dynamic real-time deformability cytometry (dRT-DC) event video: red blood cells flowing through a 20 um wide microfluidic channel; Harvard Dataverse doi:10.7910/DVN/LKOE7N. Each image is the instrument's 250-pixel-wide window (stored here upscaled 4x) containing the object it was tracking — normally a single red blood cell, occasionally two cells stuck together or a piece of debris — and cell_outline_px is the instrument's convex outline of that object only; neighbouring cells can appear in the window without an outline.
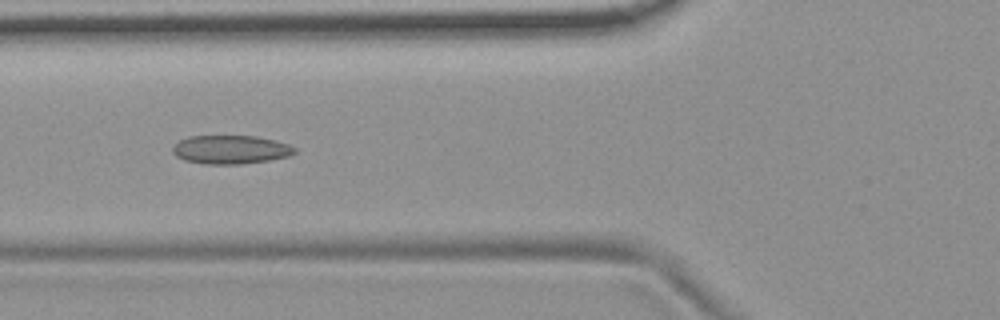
{"species": "common noctule bat (a hibernating species)", "species_latin": "Nyctalus noctula", "temperature_condition": "room temperature", "stored_images_in_passage": 9, "camera_frame_rate_fps": 3000, "um_per_image_px": 0.085, "animal": {"sex": "female", "body_mass_g": 19.9}, "frame": {"image": 1, "passage_image": 6, "time_ms": 6.0, "image_size_px": [1000, 320], "cell_outline_px": [[296, 152], [288, 156], [268, 160], [244, 164], [204, 164], [184, 160], [176, 156], [172, 152], [172, 148], [180, 140], [188, 136], [256, 136], [276, 140], [288, 144], [296, 148]], "centroid_in_image_um": [19.6, 12.71], "position_along_channel_um": 106.2, "area_um2": 20.4}}
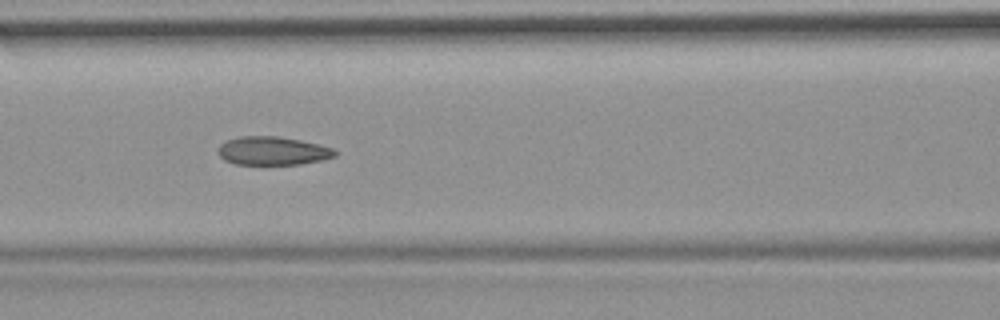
{"frame": {"image": 2, "passage_image": 7, "time_ms": 7.0, "image_size_px": [1000, 320], "cell_outline_px": [[340, 152], [336, 156], [320, 160], [300, 164], [236, 164], [224, 160], [220, 156], [220, 144], [228, 140], [240, 136], [276, 136], [300, 140], [332, 148]], "centroid_in_image_um": [23.2, 12.82], "position_along_channel_um": 143.4, "area_um2": 19.13}}